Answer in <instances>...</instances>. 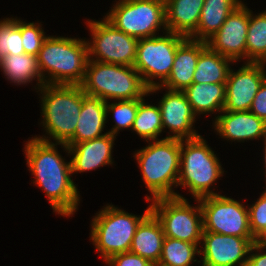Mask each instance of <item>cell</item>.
<instances>
[{"label": "cell", "mask_w": 266, "mask_h": 266, "mask_svg": "<svg viewBox=\"0 0 266 266\" xmlns=\"http://www.w3.org/2000/svg\"><path fill=\"white\" fill-rule=\"evenodd\" d=\"M105 19L116 29L137 39L156 36L166 29L165 6L149 0H119Z\"/></svg>", "instance_id": "10"}, {"label": "cell", "mask_w": 266, "mask_h": 266, "mask_svg": "<svg viewBox=\"0 0 266 266\" xmlns=\"http://www.w3.org/2000/svg\"><path fill=\"white\" fill-rule=\"evenodd\" d=\"M107 119L106 102L99 97L83 94L82 107L74 136L66 145L101 137Z\"/></svg>", "instance_id": "20"}, {"label": "cell", "mask_w": 266, "mask_h": 266, "mask_svg": "<svg viewBox=\"0 0 266 266\" xmlns=\"http://www.w3.org/2000/svg\"><path fill=\"white\" fill-rule=\"evenodd\" d=\"M214 121V128L221 138L244 141L266 138V122L250 111H225Z\"/></svg>", "instance_id": "19"}, {"label": "cell", "mask_w": 266, "mask_h": 266, "mask_svg": "<svg viewBox=\"0 0 266 266\" xmlns=\"http://www.w3.org/2000/svg\"><path fill=\"white\" fill-rule=\"evenodd\" d=\"M180 150L181 139L165 137L161 140H153L134 154L141 169L142 179L152 194V199L147 196L146 201L178 197V194L172 190V186L177 187Z\"/></svg>", "instance_id": "3"}, {"label": "cell", "mask_w": 266, "mask_h": 266, "mask_svg": "<svg viewBox=\"0 0 266 266\" xmlns=\"http://www.w3.org/2000/svg\"><path fill=\"white\" fill-rule=\"evenodd\" d=\"M264 65V62H245L237 72L230 69L223 110L249 111L255 95L266 80Z\"/></svg>", "instance_id": "14"}, {"label": "cell", "mask_w": 266, "mask_h": 266, "mask_svg": "<svg viewBox=\"0 0 266 266\" xmlns=\"http://www.w3.org/2000/svg\"><path fill=\"white\" fill-rule=\"evenodd\" d=\"M205 0H169L165 6L168 32L189 37L198 26Z\"/></svg>", "instance_id": "22"}, {"label": "cell", "mask_w": 266, "mask_h": 266, "mask_svg": "<svg viewBox=\"0 0 266 266\" xmlns=\"http://www.w3.org/2000/svg\"><path fill=\"white\" fill-rule=\"evenodd\" d=\"M56 145L60 143L54 144L45 136L34 137L28 140L24 151L34 183L46 192L54 212L71 216L80 201L79 192L70 177L71 162H64Z\"/></svg>", "instance_id": "1"}, {"label": "cell", "mask_w": 266, "mask_h": 266, "mask_svg": "<svg viewBox=\"0 0 266 266\" xmlns=\"http://www.w3.org/2000/svg\"><path fill=\"white\" fill-rule=\"evenodd\" d=\"M203 216V231L255 239L249 226V211L232 198L211 195L199 199Z\"/></svg>", "instance_id": "11"}, {"label": "cell", "mask_w": 266, "mask_h": 266, "mask_svg": "<svg viewBox=\"0 0 266 266\" xmlns=\"http://www.w3.org/2000/svg\"><path fill=\"white\" fill-rule=\"evenodd\" d=\"M249 111L266 122V80L255 95Z\"/></svg>", "instance_id": "35"}, {"label": "cell", "mask_w": 266, "mask_h": 266, "mask_svg": "<svg viewBox=\"0 0 266 266\" xmlns=\"http://www.w3.org/2000/svg\"><path fill=\"white\" fill-rule=\"evenodd\" d=\"M106 102V112L112 113L115 119V127L109 131L113 136H117L118 131L124 128H131L136 118L138 111L139 98L131 100H119L118 102L110 103Z\"/></svg>", "instance_id": "31"}, {"label": "cell", "mask_w": 266, "mask_h": 266, "mask_svg": "<svg viewBox=\"0 0 266 266\" xmlns=\"http://www.w3.org/2000/svg\"><path fill=\"white\" fill-rule=\"evenodd\" d=\"M151 212L149 206L137 217L107 205L92 220L91 239L106 261L113 255L130 251L133 237L140 222Z\"/></svg>", "instance_id": "7"}, {"label": "cell", "mask_w": 266, "mask_h": 266, "mask_svg": "<svg viewBox=\"0 0 266 266\" xmlns=\"http://www.w3.org/2000/svg\"><path fill=\"white\" fill-rule=\"evenodd\" d=\"M105 263L110 266H155L148 259L130 251L113 255Z\"/></svg>", "instance_id": "34"}, {"label": "cell", "mask_w": 266, "mask_h": 266, "mask_svg": "<svg viewBox=\"0 0 266 266\" xmlns=\"http://www.w3.org/2000/svg\"><path fill=\"white\" fill-rule=\"evenodd\" d=\"M231 59L213 51L208 45L201 51L192 83H226Z\"/></svg>", "instance_id": "26"}, {"label": "cell", "mask_w": 266, "mask_h": 266, "mask_svg": "<svg viewBox=\"0 0 266 266\" xmlns=\"http://www.w3.org/2000/svg\"><path fill=\"white\" fill-rule=\"evenodd\" d=\"M247 62L266 63V11L253 16L250 10V19L246 39Z\"/></svg>", "instance_id": "28"}, {"label": "cell", "mask_w": 266, "mask_h": 266, "mask_svg": "<svg viewBox=\"0 0 266 266\" xmlns=\"http://www.w3.org/2000/svg\"><path fill=\"white\" fill-rule=\"evenodd\" d=\"M165 36L139 39L134 68L150 89L162 85L169 77L176 50L187 38L181 34L165 31ZM160 79L159 82L153 79Z\"/></svg>", "instance_id": "9"}, {"label": "cell", "mask_w": 266, "mask_h": 266, "mask_svg": "<svg viewBox=\"0 0 266 266\" xmlns=\"http://www.w3.org/2000/svg\"><path fill=\"white\" fill-rule=\"evenodd\" d=\"M265 252L262 254L253 253L249 255L247 266H266V253Z\"/></svg>", "instance_id": "36"}, {"label": "cell", "mask_w": 266, "mask_h": 266, "mask_svg": "<svg viewBox=\"0 0 266 266\" xmlns=\"http://www.w3.org/2000/svg\"><path fill=\"white\" fill-rule=\"evenodd\" d=\"M44 84L81 85L89 61L87 41L48 36L37 55ZM48 72V76H44Z\"/></svg>", "instance_id": "2"}, {"label": "cell", "mask_w": 266, "mask_h": 266, "mask_svg": "<svg viewBox=\"0 0 266 266\" xmlns=\"http://www.w3.org/2000/svg\"><path fill=\"white\" fill-rule=\"evenodd\" d=\"M202 266H247L248 254L266 249V241L203 231ZM247 256V257H245Z\"/></svg>", "instance_id": "13"}, {"label": "cell", "mask_w": 266, "mask_h": 266, "mask_svg": "<svg viewBox=\"0 0 266 266\" xmlns=\"http://www.w3.org/2000/svg\"><path fill=\"white\" fill-rule=\"evenodd\" d=\"M42 93L43 126L57 143L66 144L75 133L84 91L81 85H50L39 88Z\"/></svg>", "instance_id": "5"}, {"label": "cell", "mask_w": 266, "mask_h": 266, "mask_svg": "<svg viewBox=\"0 0 266 266\" xmlns=\"http://www.w3.org/2000/svg\"><path fill=\"white\" fill-rule=\"evenodd\" d=\"M116 136L109 132L92 140L83 141L75 145L61 143L66 152L73 158L71 162L72 174L74 172H85L95 170L100 166L112 164V147Z\"/></svg>", "instance_id": "17"}, {"label": "cell", "mask_w": 266, "mask_h": 266, "mask_svg": "<svg viewBox=\"0 0 266 266\" xmlns=\"http://www.w3.org/2000/svg\"><path fill=\"white\" fill-rule=\"evenodd\" d=\"M164 238L161 223L150 212L138 225L130 252L148 259L156 266L160 260Z\"/></svg>", "instance_id": "21"}, {"label": "cell", "mask_w": 266, "mask_h": 266, "mask_svg": "<svg viewBox=\"0 0 266 266\" xmlns=\"http://www.w3.org/2000/svg\"><path fill=\"white\" fill-rule=\"evenodd\" d=\"M250 10L241 4L231 12L222 27L208 39L207 45L233 62L246 58L247 29Z\"/></svg>", "instance_id": "15"}, {"label": "cell", "mask_w": 266, "mask_h": 266, "mask_svg": "<svg viewBox=\"0 0 266 266\" xmlns=\"http://www.w3.org/2000/svg\"><path fill=\"white\" fill-rule=\"evenodd\" d=\"M205 141L202 136L181 140L177 186L187 187L195 199L218 195L209 188L224 172L216 154Z\"/></svg>", "instance_id": "6"}, {"label": "cell", "mask_w": 266, "mask_h": 266, "mask_svg": "<svg viewBox=\"0 0 266 266\" xmlns=\"http://www.w3.org/2000/svg\"><path fill=\"white\" fill-rule=\"evenodd\" d=\"M139 98L138 111L132 125V130L146 141L158 140V135L163 130L162 117L159 106H153Z\"/></svg>", "instance_id": "29"}, {"label": "cell", "mask_w": 266, "mask_h": 266, "mask_svg": "<svg viewBox=\"0 0 266 266\" xmlns=\"http://www.w3.org/2000/svg\"><path fill=\"white\" fill-rule=\"evenodd\" d=\"M163 129L168 128L174 134L167 138L193 139L198 136L193 130L196 115L183 91L169 90L159 101Z\"/></svg>", "instance_id": "16"}, {"label": "cell", "mask_w": 266, "mask_h": 266, "mask_svg": "<svg viewBox=\"0 0 266 266\" xmlns=\"http://www.w3.org/2000/svg\"><path fill=\"white\" fill-rule=\"evenodd\" d=\"M149 1H155V2L161 3V4H163L164 6H166V5L168 4V1H169V0H149Z\"/></svg>", "instance_id": "37"}, {"label": "cell", "mask_w": 266, "mask_h": 266, "mask_svg": "<svg viewBox=\"0 0 266 266\" xmlns=\"http://www.w3.org/2000/svg\"><path fill=\"white\" fill-rule=\"evenodd\" d=\"M87 22L93 36V41L87 42L89 60L134 66L139 39L116 29L105 18L102 21Z\"/></svg>", "instance_id": "12"}, {"label": "cell", "mask_w": 266, "mask_h": 266, "mask_svg": "<svg viewBox=\"0 0 266 266\" xmlns=\"http://www.w3.org/2000/svg\"><path fill=\"white\" fill-rule=\"evenodd\" d=\"M200 243H189L179 239L165 237L162 246L160 260L156 266H190L200 249ZM193 261V262H192Z\"/></svg>", "instance_id": "27"}, {"label": "cell", "mask_w": 266, "mask_h": 266, "mask_svg": "<svg viewBox=\"0 0 266 266\" xmlns=\"http://www.w3.org/2000/svg\"><path fill=\"white\" fill-rule=\"evenodd\" d=\"M0 69L7 78L20 84L30 83L37 77L38 89L44 85L43 78L38 66L37 56L31 54H8L0 59Z\"/></svg>", "instance_id": "25"}, {"label": "cell", "mask_w": 266, "mask_h": 266, "mask_svg": "<svg viewBox=\"0 0 266 266\" xmlns=\"http://www.w3.org/2000/svg\"><path fill=\"white\" fill-rule=\"evenodd\" d=\"M151 212L161 223L165 237L189 243H202L203 216L199 199L198 206L192 207L187 199L167 197L150 200Z\"/></svg>", "instance_id": "8"}, {"label": "cell", "mask_w": 266, "mask_h": 266, "mask_svg": "<svg viewBox=\"0 0 266 266\" xmlns=\"http://www.w3.org/2000/svg\"><path fill=\"white\" fill-rule=\"evenodd\" d=\"M207 46L206 41L186 38L177 48L171 73L160 86L149 89L148 94L157 92L161 87L183 91L193 81V74L201 51Z\"/></svg>", "instance_id": "18"}, {"label": "cell", "mask_w": 266, "mask_h": 266, "mask_svg": "<svg viewBox=\"0 0 266 266\" xmlns=\"http://www.w3.org/2000/svg\"><path fill=\"white\" fill-rule=\"evenodd\" d=\"M20 31L25 53L37 56L43 42L48 37L45 36L44 30L39 24L26 23L20 20Z\"/></svg>", "instance_id": "33"}, {"label": "cell", "mask_w": 266, "mask_h": 266, "mask_svg": "<svg viewBox=\"0 0 266 266\" xmlns=\"http://www.w3.org/2000/svg\"><path fill=\"white\" fill-rule=\"evenodd\" d=\"M195 115L221 112L226 100V83H192L183 90Z\"/></svg>", "instance_id": "24"}, {"label": "cell", "mask_w": 266, "mask_h": 266, "mask_svg": "<svg viewBox=\"0 0 266 266\" xmlns=\"http://www.w3.org/2000/svg\"><path fill=\"white\" fill-rule=\"evenodd\" d=\"M248 211L253 237L257 241H266V190L251 207H248Z\"/></svg>", "instance_id": "32"}, {"label": "cell", "mask_w": 266, "mask_h": 266, "mask_svg": "<svg viewBox=\"0 0 266 266\" xmlns=\"http://www.w3.org/2000/svg\"><path fill=\"white\" fill-rule=\"evenodd\" d=\"M265 143H264V145H265V147H264V149H265V151H264V164H265V167H266V138H265ZM265 171H266V168H265ZM265 174H266V172H265Z\"/></svg>", "instance_id": "38"}, {"label": "cell", "mask_w": 266, "mask_h": 266, "mask_svg": "<svg viewBox=\"0 0 266 266\" xmlns=\"http://www.w3.org/2000/svg\"><path fill=\"white\" fill-rule=\"evenodd\" d=\"M241 4L239 0H205L197 29L188 38L207 41L222 27L228 15Z\"/></svg>", "instance_id": "23"}, {"label": "cell", "mask_w": 266, "mask_h": 266, "mask_svg": "<svg viewBox=\"0 0 266 266\" xmlns=\"http://www.w3.org/2000/svg\"><path fill=\"white\" fill-rule=\"evenodd\" d=\"M134 67L89 60L81 87L85 94L107 99L143 98L149 92Z\"/></svg>", "instance_id": "4"}, {"label": "cell", "mask_w": 266, "mask_h": 266, "mask_svg": "<svg viewBox=\"0 0 266 266\" xmlns=\"http://www.w3.org/2000/svg\"><path fill=\"white\" fill-rule=\"evenodd\" d=\"M20 20L6 18L0 21V59L8 54H24Z\"/></svg>", "instance_id": "30"}]
</instances>
